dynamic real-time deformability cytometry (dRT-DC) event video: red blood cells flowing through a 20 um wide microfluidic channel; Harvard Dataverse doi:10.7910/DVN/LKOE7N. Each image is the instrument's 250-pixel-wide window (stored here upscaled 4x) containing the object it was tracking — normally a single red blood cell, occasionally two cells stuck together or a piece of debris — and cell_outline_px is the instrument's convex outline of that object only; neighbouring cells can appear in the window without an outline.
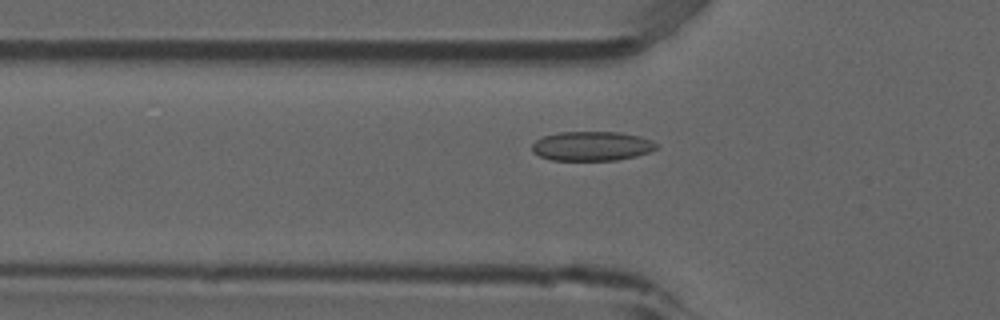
{"species": "common noctule bat (a hibernating species)", "species_latin": "Nyctalus noctula", "temperature_condition": "room temperature", "stored_images_in_passage": 47, "camera_frame_rate_fps": 3000, "um_per_image_px": 0.085, "animal": {"sex": "male", "forearm_length_mm": 52.5}, "frame": {"image": 1, "passage_image": 18, "time_ms": 5.667, "image_size_px": [1000, 320], "cell_outline_px": [[660, 144], [656, 148], [648, 152], [636, 156], [616, 160], [552, 160], [540, 156], [532, 152], [532, 144], [536, 140], [544, 136], [560, 132], [620, 132], [640, 136], [652, 140]], "centroid_in_image_um": [50.32, 12.41], "position_along_channel_um": 75.5, "area_um2": 21.33}}
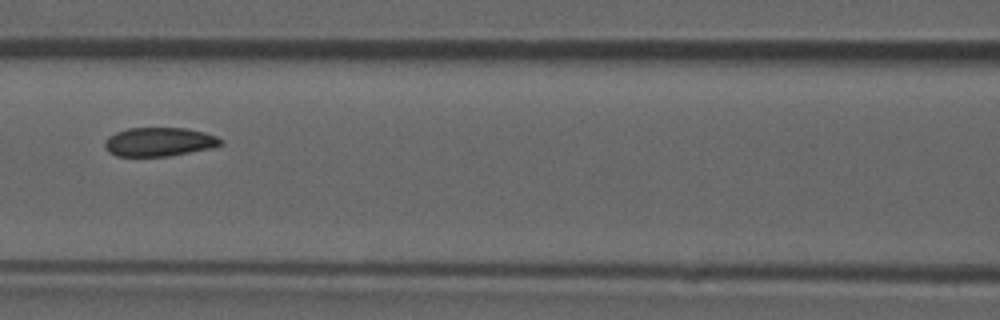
{"frame": {"image": 2, "passage_image": 24, "time_ms": 7.667, "image_size_px": [1000, 320], "cell_outline_px": [[224, 144], [212, 148], [168, 156], [116, 156], [108, 152], [104, 148], [104, 140], [108, 136], [116, 132], [128, 128], [184, 128], [204, 132], [216, 136], [224, 140]], "centroid_in_image_um": [13.52, 12.06], "position_along_channel_um": 153.1, "area_um2": 19.65}}
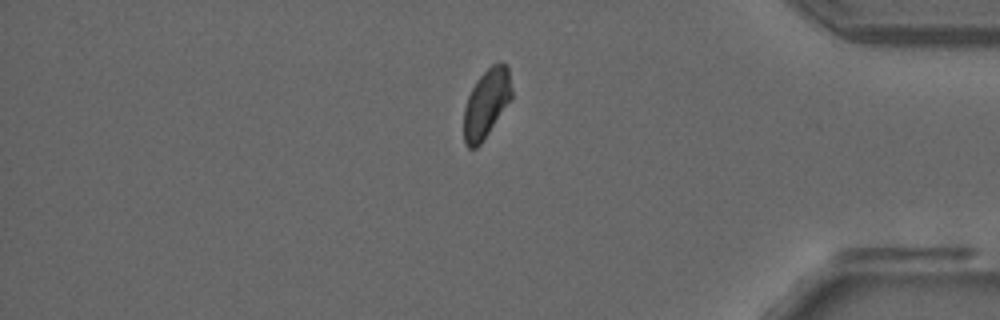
{"frame": {"image": 3, "passage_image": 45, "time_ms": 14.667, "image_size_px": [1000, 320], "cell_outline_px": [[512, 96], [480, 144], [476, 148], [468, 148], [464, 144], [464, 108], [468, 96], [476, 80], [492, 64], [508, 64], [512, 88]], "centroid_in_image_um": [41.33, 8.77], "position_along_channel_um": 393.9, "area_um2": 18.79}}